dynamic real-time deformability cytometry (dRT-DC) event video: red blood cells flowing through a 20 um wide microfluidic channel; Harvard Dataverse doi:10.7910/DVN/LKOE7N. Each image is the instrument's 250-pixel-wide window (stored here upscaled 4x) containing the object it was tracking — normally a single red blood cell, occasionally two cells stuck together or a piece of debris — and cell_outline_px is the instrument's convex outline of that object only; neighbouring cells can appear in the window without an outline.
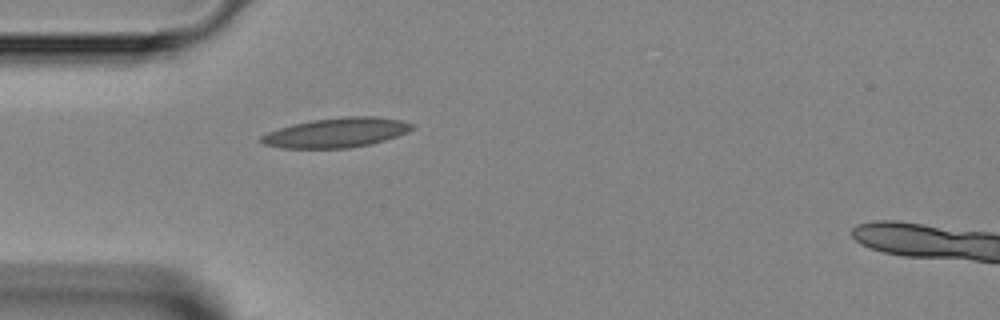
{"species": "Egyptian fruit bat (a non-hibernating species)", "species_latin": "Rousettus aegyptiacus", "temperature_condition": "room temperature", "stored_images_in_passage": 4, "camera_frame_rate_fps": 3000, "um_per_image_px": 0.085, "animal": {"sex": "female"}, "frame": {"image": 1, "passage_image": 4, "time_ms": 3.667, "image_size_px": [1000, 320], "cell_outline_px": [[416, 128], [408, 132], [372, 144], [348, 148], [280, 148], [264, 144], [260, 140], [260, 136], [268, 132], [292, 124], [312, 120], [344, 116], [376, 116], [400, 120], [416, 124]], "centroid_in_image_um": [28.63, 11.27], "position_along_channel_um": 56.4, "area_um2": 26.18}}